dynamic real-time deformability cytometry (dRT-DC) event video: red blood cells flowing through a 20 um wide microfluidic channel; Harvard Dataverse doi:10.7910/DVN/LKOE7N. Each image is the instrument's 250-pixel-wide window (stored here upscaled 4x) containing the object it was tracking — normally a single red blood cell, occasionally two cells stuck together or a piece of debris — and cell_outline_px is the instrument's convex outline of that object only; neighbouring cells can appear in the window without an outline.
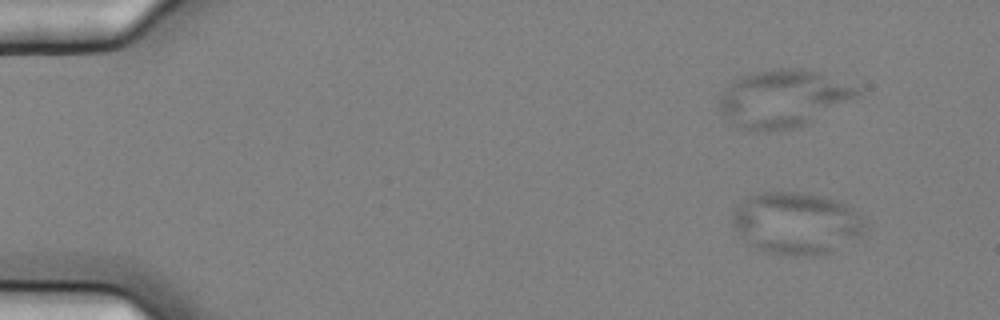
{"species": "common noctule bat (a hibernating species)", "species_latin": "Nyctalus noctula", "temperature_condition": "cold", "stored_images_in_passage": 35, "camera_frame_rate_fps": 3000, "um_per_image_px": 0.085, "animal": {"sex": "female", "body_mass_g": 25.1}, "frame": {"image": 1, "passage_image": 1, "time_ms": 0.0, "image_size_px": [1000, 320], "cell_outline_px": [[864, 224], [860, 232], [856, 236], [824, 256], [792, 256], [764, 252], [748, 244], [740, 236], [732, 224], [732, 212], [744, 196], [760, 192], [804, 192], [824, 196], [836, 200], [852, 208], [860, 216]], "centroid_in_image_um": [67.59, 18.97], "position_along_channel_um": 17.4, "area_um2": 48.09}}